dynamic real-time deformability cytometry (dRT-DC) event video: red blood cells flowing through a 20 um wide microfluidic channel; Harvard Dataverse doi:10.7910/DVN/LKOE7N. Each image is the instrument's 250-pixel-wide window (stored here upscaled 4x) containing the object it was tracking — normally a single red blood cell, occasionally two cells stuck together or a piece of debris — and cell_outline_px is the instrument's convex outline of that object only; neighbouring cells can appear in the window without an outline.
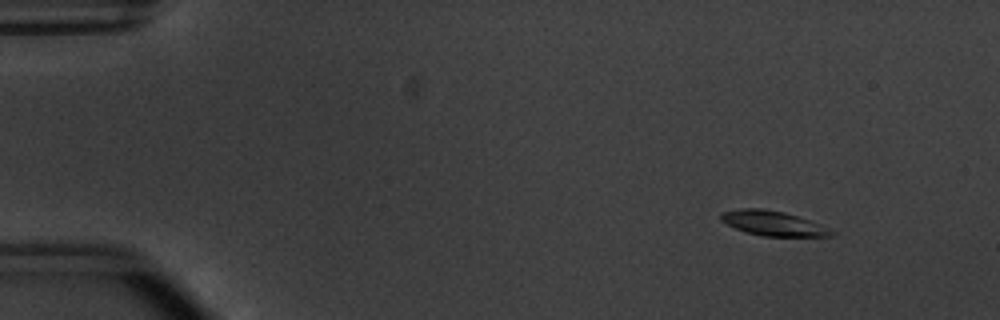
{"species": "common noctule bat (a hibernating species)", "species_latin": "Nyctalus noctula", "temperature_condition": "warm", "stored_images_in_passage": 54, "camera_frame_rate_fps": 3000, "um_per_image_px": 0.085, "animal": {"sex": "male", "body_mass_g": 20.1, "forearm_length_mm": 53.5}, "frame": {"image": 1, "passage_image": 6, "time_ms": 1.667, "image_size_px": [1000, 320], "cell_outline_px": [[840, 232], [832, 236], [764, 236], [748, 232], [736, 228], [720, 220], [720, 216], [724, 212], [740, 208], [764, 208], [784, 212], [820, 224]], "centroid_in_image_um": [65.78, 18.98], "position_along_channel_um": 19.2, "area_um2": 15.84}}
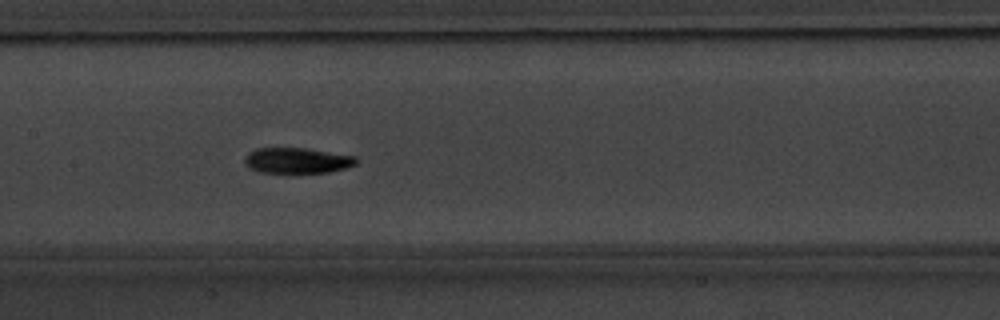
{"frame": {"image": 2, "passage_image": 27, "time_ms": 8.667, "image_size_px": [1000, 320], "cell_outline_px": [[356, 164], [344, 168], [328, 172], [296, 176], [292, 176], [260, 172], [248, 168], [244, 164], [244, 156], [248, 152], [256, 148], [304, 148], [356, 156]], "centroid_in_image_um": [25.18, 13.7], "position_along_channel_um": 182.2, "area_um2": 17.57}}
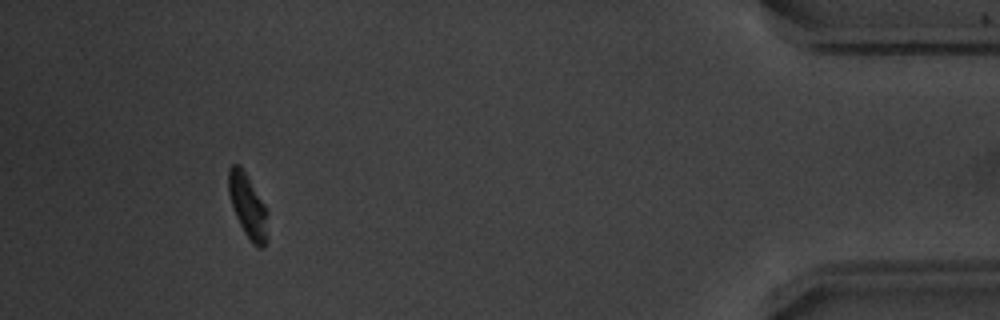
{"frame": {"image": 3, "passage_image": 50, "time_ms": 16.333, "image_size_px": [1000, 320], "cell_outline_px": [[268, 240], [264, 248], [260, 248], [252, 244], [244, 232], [236, 216], [228, 192], [228, 168], [232, 164], [240, 164], [264, 204], [268, 212]], "centroid_in_image_um": [21.09, 17.55], "position_along_channel_um": 414.1, "area_um2": 14.74}, "authors_computed_cell_mechanics": {"area_um2": 16.2996, "velocity_mm_per_s": 3.7874, "shape_relaxation_time_tau1_ms": 1.9907, "shape_relaxation_time_tau2_ms": null, "deformation_change_tau1": 0.1362, "deformation_change_tau2": null}}